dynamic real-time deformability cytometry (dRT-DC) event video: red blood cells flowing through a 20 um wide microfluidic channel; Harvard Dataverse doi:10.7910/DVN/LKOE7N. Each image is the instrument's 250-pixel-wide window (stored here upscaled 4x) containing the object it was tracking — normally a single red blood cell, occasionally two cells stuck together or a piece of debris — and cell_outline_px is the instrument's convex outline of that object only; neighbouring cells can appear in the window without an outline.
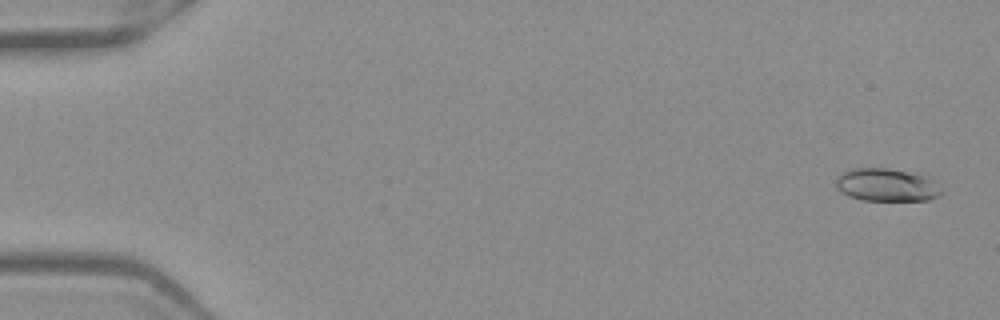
{"species": "Egyptian fruit bat (a non-hibernating species)", "species_latin": "Rousettus aegyptiacus", "temperature_condition": "warm", "stored_images_in_passage": 52, "camera_frame_rate_fps": 3000, "um_per_image_px": 0.085, "frame": {"image": 1, "passage_image": 2, "time_ms": 0.333, "image_size_px": [1000, 320], "cell_outline_px": [[944, 192], [940, 196], [928, 200], [860, 200], [848, 196], [840, 192], [836, 188], [836, 176], [848, 168], [888, 168], [924, 172], [944, 188]], "centroid_in_image_um": [75.44, 15.69], "position_along_channel_um": 9.6, "area_um2": 21.21}}
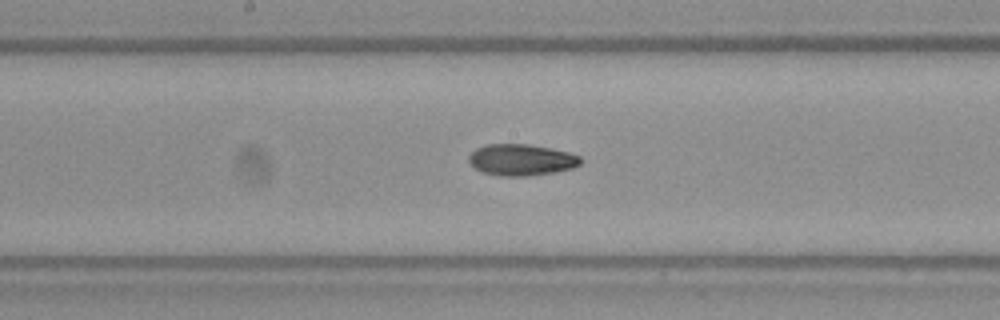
{"frame": {"image": 2, "passage_image": 28, "time_ms": 9.0, "image_size_px": [1000, 320], "cell_outline_px": [[580, 164], [572, 168], [552, 172], [524, 176], [500, 176], [484, 172], [476, 168], [468, 160], [468, 156], [476, 148], [488, 144], [528, 144], [552, 148], [568, 152], [580, 156]], "centroid_in_image_um": [44.3, 13.57], "position_along_channel_um": 203.9, "area_um2": 20.23}}
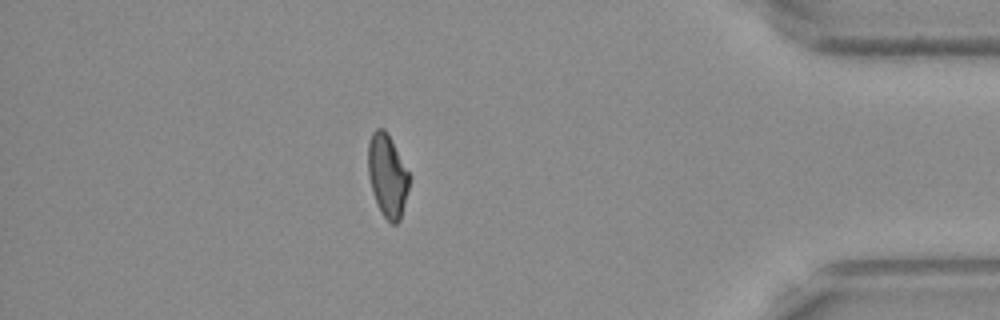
{"frame": {"image": 3, "passage_image": 46, "time_ms": 15.0, "image_size_px": [1000, 320], "cell_outline_px": [[412, 176], [400, 220], [396, 224], [392, 224], [380, 212], [372, 192], [368, 176], [368, 144], [372, 132], [376, 128], [384, 128]], "centroid_in_image_um": [32.94, 14.94], "position_along_channel_um": 402.3, "area_um2": 20.06}, "authors_computed_cell_mechanics": {"area_um2": 20.1144, "velocity_mm_per_s": 3.9481, "shape_relaxation_time_tau1_ms": null, "shape_relaxation_time_tau2_ms": 5.8711, "deformation_change_tau1": null, "deformation_change_tau2": 0.1191}}